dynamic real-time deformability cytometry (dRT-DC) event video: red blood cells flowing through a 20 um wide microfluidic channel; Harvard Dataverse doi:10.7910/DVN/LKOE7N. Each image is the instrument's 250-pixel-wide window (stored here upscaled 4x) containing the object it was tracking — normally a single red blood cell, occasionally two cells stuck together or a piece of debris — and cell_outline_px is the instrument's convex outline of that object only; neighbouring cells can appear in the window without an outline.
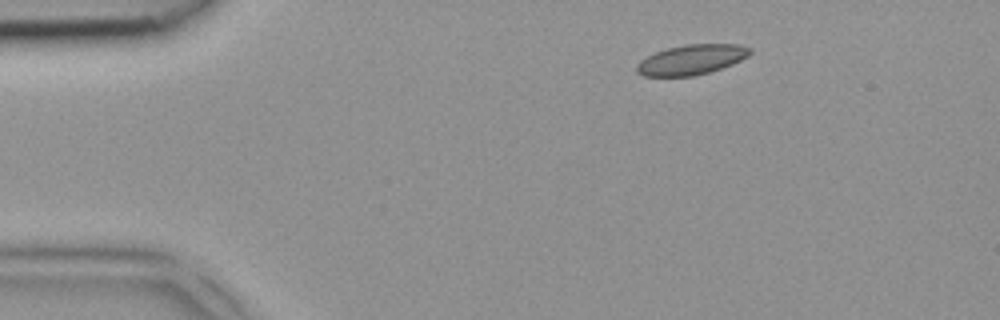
{"species": "common noctule bat (a hibernating species)", "species_latin": "Nyctalus noctula", "temperature_condition": "room temperature", "stored_images_in_passage": 3, "camera_frame_rate_fps": 3000, "um_per_image_px": 0.085, "animal": {"sex": "female", "body_mass_g": 18.4}, "frame": {"image": 1, "passage_image": 1, "time_ms": 0.0, "image_size_px": [1000, 320], "cell_outline_px": [[752, 52], [748, 56], [732, 64], [708, 72], [692, 76], [644, 76], [636, 72], [636, 64], [640, 60], [656, 52], [668, 48], [684, 44], [740, 44], [752, 48]], "centroid_in_image_um": [58.78, 5.06], "position_along_channel_um": 26.2, "area_um2": 19.77}}
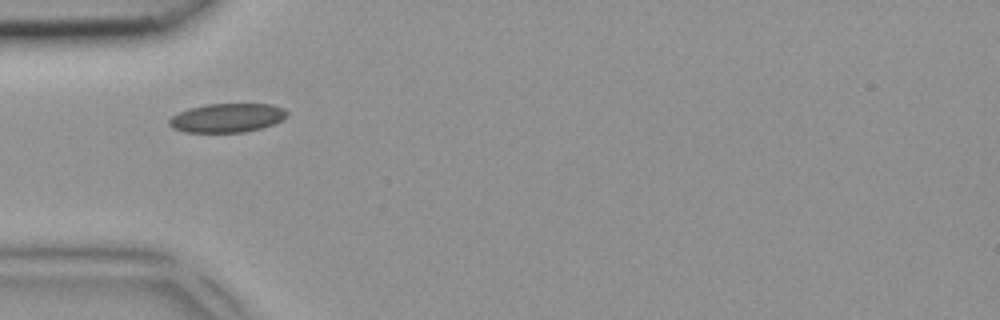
{"frame": {"image": 2, "passage_image": 3, "time_ms": 0.667, "image_size_px": [1000, 320], "cell_outline_px": [[288, 116], [272, 124], [260, 128], [244, 132], [184, 132], [172, 128], [168, 124], [168, 120], [172, 116], [188, 108], [208, 104], [272, 104], [284, 108], [288, 112]], "centroid_in_image_um": [19.29, 10.01], "position_along_channel_um": 65.7, "area_um2": 19.83}}